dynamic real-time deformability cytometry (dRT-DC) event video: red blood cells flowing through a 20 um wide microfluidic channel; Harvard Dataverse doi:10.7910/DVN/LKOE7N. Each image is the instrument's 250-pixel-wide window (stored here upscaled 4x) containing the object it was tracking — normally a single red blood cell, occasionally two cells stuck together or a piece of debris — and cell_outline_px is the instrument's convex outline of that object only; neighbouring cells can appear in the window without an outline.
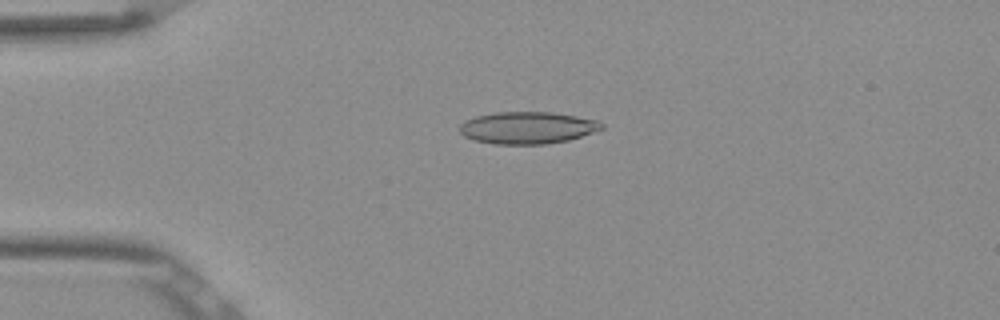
{"species": "Egyptian fruit bat (a non-hibernating species)", "species_latin": "Rousettus aegyptiacus", "temperature_condition": "room temperature", "stored_images_in_passage": 43, "camera_frame_rate_fps": 3000, "um_per_image_px": 0.085, "frame": {"image": 1, "passage_image": 3, "time_ms": 0.667, "image_size_px": [1000, 320], "cell_outline_px": [[604, 128], [568, 140], [548, 144], [492, 144], [476, 140], [464, 136], [460, 132], [460, 124], [476, 116], [496, 112], [552, 112], [576, 116], [596, 120], [604, 124]], "centroid_in_image_um": [44.84, 10.86], "position_along_channel_um": 40.2, "area_um2": 26.36}}
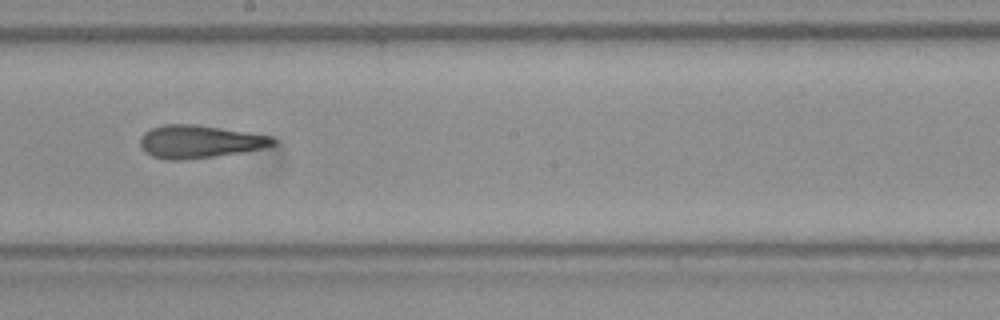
{"frame": {"image": 2, "passage_image": 20, "time_ms": 6.333, "image_size_px": [1000, 320], "cell_outline_px": [[276, 144], [244, 152], [180, 160], [168, 160], [152, 156], [144, 152], [140, 144], [140, 136], [144, 132], [152, 128], [164, 124], [192, 124], [220, 128], [272, 136], [276, 140]], "centroid_in_image_um": [16.92, 12.04], "position_along_channel_um": 231.3, "area_um2": 25.2}}
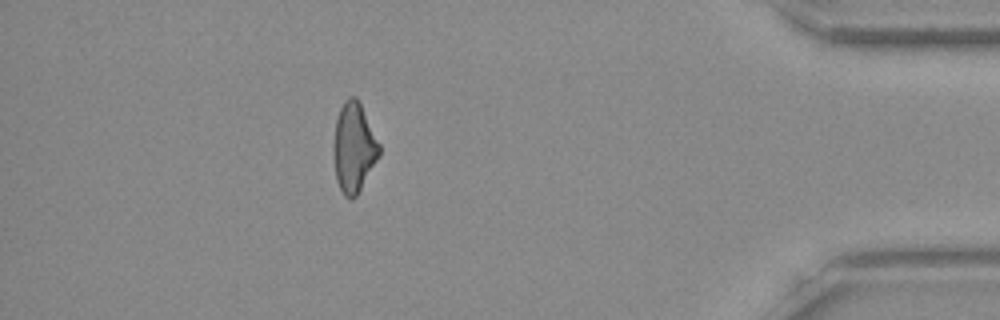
{"frame": {"image": 3, "passage_image": 37, "time_ms": 12.0, "image_size_px": [1000, 320], "cell_outline_px": [[380, 156], [356, 196], [352, 200], [344, 196], [336, 180], [332, 152], [332, 144], [336, 120], [340, 108], [344, 100], [348, 96], [356, 96], [380, 144]], "centroid_in_image_um": [30.05, 12.55], "position_along_channel_um": 405.1, "area_um2": 24.04}, "authors_computed_cell_mechanics": {"area_um2": 24.854, "velocity_mm_per_s": 3.8781, "shape_relaxation_time_tau1_ms": null, "shape_relaxation_time_tau2_ms": 2.8938, "deformation_change_tau1": null, "deformation_change_tau2": 0.1309}}